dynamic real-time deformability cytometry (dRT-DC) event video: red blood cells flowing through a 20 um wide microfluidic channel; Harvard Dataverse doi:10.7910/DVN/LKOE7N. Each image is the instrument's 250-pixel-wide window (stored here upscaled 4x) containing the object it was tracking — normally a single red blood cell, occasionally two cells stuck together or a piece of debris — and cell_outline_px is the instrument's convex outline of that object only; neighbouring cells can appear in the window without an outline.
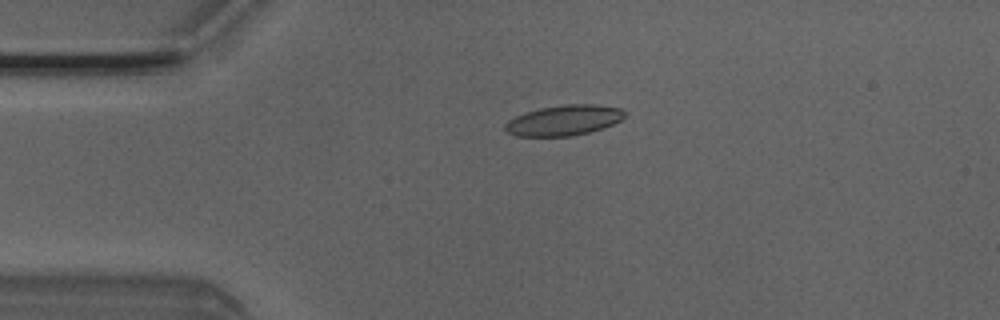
{"species": "Egyptian fruit bat (a non-hibernating species)", "species_latin": "Rousettus aegyptiacus", "temperature_condition": "room temperature", "stored_images_in_passage": 5, "camera_frame_rate_fps": 3000, "um_per_image_px": 0.085, "animal": {"sex": "male"}, "frame": {"image": 1, "passage_image": 5, "time_ms": 1.333, "image_size_px": [1000, 320], "cell_outline_px": [[624, 116], [620, 120], [612, 124], [588, 132], [572, 136], [516, 136], [508, 132], [504, 128], [504, 124], [508, 120], [516, 116], [540, 108], [564, 104], [592, 104], [620, 108], [624, 112]], "centroid_in_image_um": [47.89, 10.22], "position_along_channel_um": 37.1, "area_um2": 20.87}}